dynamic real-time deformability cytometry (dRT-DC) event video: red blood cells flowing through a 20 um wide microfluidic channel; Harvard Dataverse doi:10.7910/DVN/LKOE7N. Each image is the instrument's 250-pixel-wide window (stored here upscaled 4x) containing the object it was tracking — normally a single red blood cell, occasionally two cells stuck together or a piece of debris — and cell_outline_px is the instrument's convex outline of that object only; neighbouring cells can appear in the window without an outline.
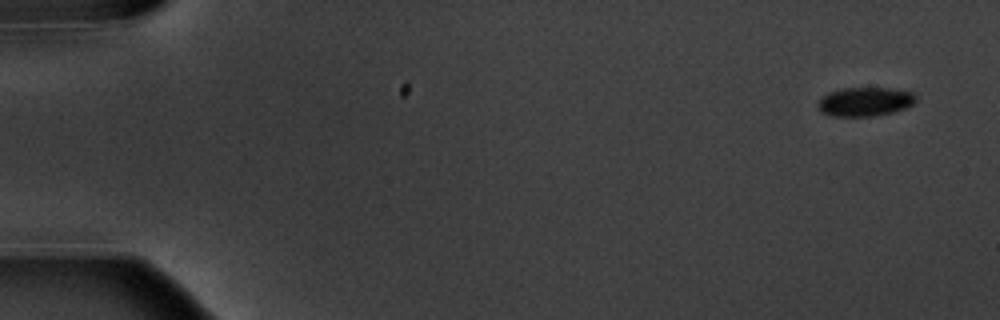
{"species": "common noctule bat (a hibernating species)", "species_latin": "Nyctalus noctula", "temperature_condition": "warm", "stored_images_in_passage": 6, "camera_frame_rate_fps": 3000, "um_per_image_px": 0.085, "animal": {"sex": "male", "body_mass_g": 20.1, "forearm_length_mm": 53.5}, "frame": {"image": 1, "passage_image": 1, "time_ms": 0.0, "image_size_px": [1000, 320], "cell_outline_px": [[916, 100], [912, 104], [904, 108], [892, 112], [872, 116], [832, 116], [820, 112], [816, 104], [828, 92], [840, 88], [888, 88], [912, 92], [916, 96]], "centroid_in_image_um": [73.48, 8.64], "position_along_channel_um": 11.5, "area_um2": 16.47}}